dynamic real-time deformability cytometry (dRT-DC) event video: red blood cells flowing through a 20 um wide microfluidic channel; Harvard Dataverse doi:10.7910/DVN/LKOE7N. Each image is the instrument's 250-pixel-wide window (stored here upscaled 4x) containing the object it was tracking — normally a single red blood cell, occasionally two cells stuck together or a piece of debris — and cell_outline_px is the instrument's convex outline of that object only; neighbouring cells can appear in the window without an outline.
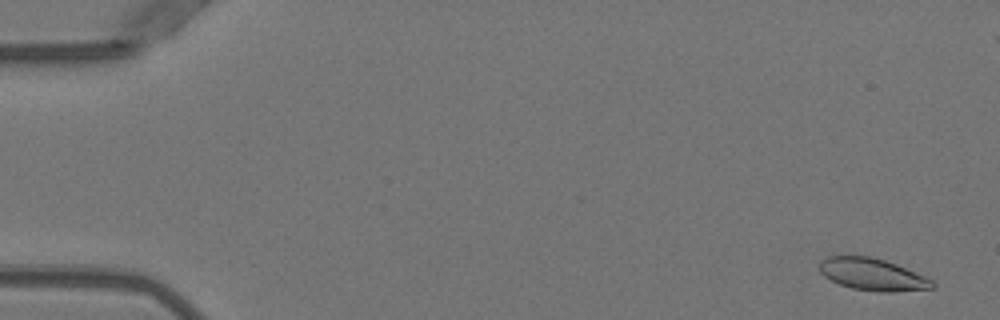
{"species": "Egyptian fruit bat (a non-hibernating species)", "species_latin": "Rousettus aegyptiacus", "temperature_condition": "warm", "stored_images_in_passage": 52, "camera_frame_rate_fps": 3000, "um_per_image_px": 0.085, "animal": {"sex": "female"}, "frame": {"image": 1, "passage_image": 3, "time_ms": 0.667, "image_size_px": [1000, 320], "cell_outline_px": [[936, 288], [892, 292], [880, 292], [852, 288], [840, 284], [824, 276], [820, 272], [820, 260], [828, 256], [868, 256], [884, 260], [896, 264], [924, 276], [932, 280], [936, 284]], "centroid_in_image_um": [74.18, 23.33], "position_along_channel_um": 10.8, "area_um2": 20.98}}
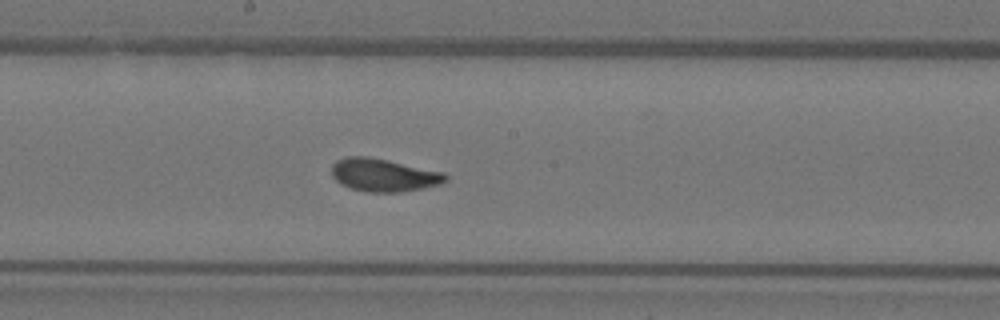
{"frame": {"image": 2, "passage_image": 29, "time_ms": 9.333, "image_size_px": [1000, 320], "cell_outline_px": [[448, 180], [444, 184], [424, 188], [400, 192], [368, 192], [352, 188], [340, 184], [332, 176], [332, 164], [336, 160], [344, 156], [368, 156], [388, 160], [444, 172], [448, 176]], "centroid_in_image_um": [32.63, 14.87], "position_along_channel_um": 215.6, "area_um2": 22.08}}
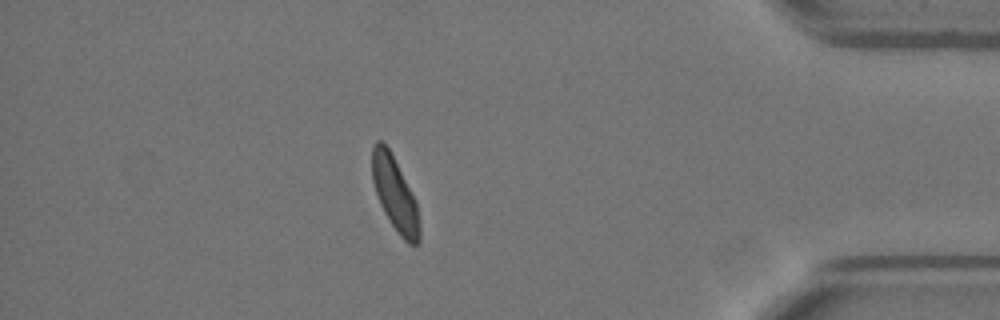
{"frame": {"image": 3, "passage_image": 46, "time_ms": 15.0, "image_size_px": [1000, 320], "cell_outline_px": [[420, 244], [408, 244], [400, 236], [384, 212], [380, 204], [372, 180], [372, 148], [376, 140], [380, 140], [388, 148], [416, 200], [420, 224]], "centroid_in_image_um": [33.58, 16.53], "position_along_channel_um": 401.6, "area_um2": 20.17}, "authors_computed_cell_mechanics": {"area_um2": 21.2704, "velocity_mm_per_s": 3.9587, "shape_relaxation_time_tau1_ms": 3.9766, "shape_relaxation_time_tau2_ms": 1.1593, "deformation_change_tau1": 0.1402, "deformation_change_tau2": 0.0592}}